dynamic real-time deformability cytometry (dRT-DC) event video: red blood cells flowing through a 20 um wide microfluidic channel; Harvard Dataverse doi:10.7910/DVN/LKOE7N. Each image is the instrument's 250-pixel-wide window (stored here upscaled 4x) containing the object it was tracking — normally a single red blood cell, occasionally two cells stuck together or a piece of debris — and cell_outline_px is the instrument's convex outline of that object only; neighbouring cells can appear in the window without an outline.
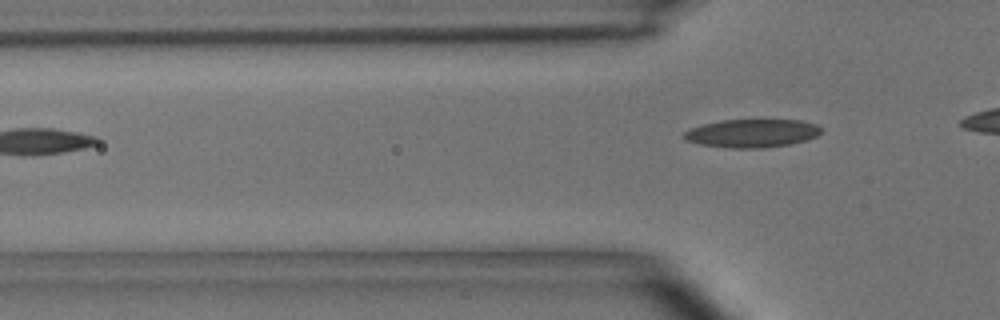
{"species": "common noctule bat (a hibernating species)", "species_latin": "Nyctalus noctula", "temperature_condition": "room temperature", "stored_images_in_passage": 3, "segment_of_instrument_passage": [2, 2], "camera_frame_rate_fps": 3000, "um_per_image_px": 0.085, "animal": {"sex": "male", "body_mass_g": 15.6}, "frame": {"image": 1, "passage_image": 3, "time_ms": 3.333, "image_size_px": [1000, 320], "cell_outline_px": [[824, 128], [816, 136], [808, 140], [788, 144], [764, 148], [728, 148], [700, 144], [684, 140], [684, 132], [692, 128], [704, 124], [720, 120], [800, 120], [816, 124]], "centroid_in_image_um": [63.94, 11.33], "position_along_channel_um": 61.9, "area_um2": 22.6}}